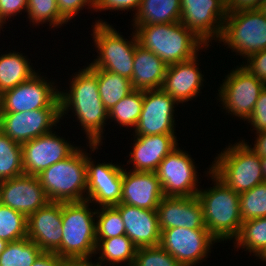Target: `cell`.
I'll use <instances>...</instances> for the list:
<instances>
[{
    "label": "cell",
    "instance_id": "cell-23",
    "mask_svg": "<svg viewBox=\"0 0 266 266\" xmlns=\"http://www.w3.org/2000/svg\"><path fill=\"white\" fill-rule=\"evenodd\" d=\"M114 207L122 217L125 235L133 241L137 248L158 246L160 244L161 231L157 210L121 203L114 205Z\"/></svg>",
    "mask_w": 266,
    "mask_h": 266
},
{
    "label": "cell",
    "instance_id": "cell-28",
    "mask_svg": "<svg viewBox=\"0 0 266 266\" xmlns=\"http://www.w3.org/2000/svg\"><path fill=\"white\" fill-rule=\"evenodd\" d=\"M96 251L95 254L99 253L98 260L103 266H130L134 264L137 247L133 241L126 235H120L108 239H96ZM105 262V263H104ZM117 264V265H116Z\"/></svg>",
    "mask_w": 266,
    "mask_h": 266
},
{
    "label": "cell",
    "instance_id": "cell-22",
    "mask_svg": "<svg viewBox=\"0 0 266 266\" xmlns=\"http://www.w3.org/2000/svg\"><path fill=\"white\" fill-rule=\"evenodd\" d=\"M198 57L197 54L191 60L167 66L162 89L179 104L197 98L203 89L205 80L198 67Z\"/></svg>",
    "mask_w": 266,
    "mask_h": 266
},
{
    "label": "cell",
    "instance_id": "cell-30",
    "mask_svg": "<svg viewBox=\"0 0 266 266\" xmlns=\"http://www.w3.org/2000/svg\"><path fill=\"white\" fill-rule=\"evenodd\" d=\"M98 78V91L105 108L109 110L132 91L131 81L103 69H90Z\"/></svg>",
    "mask_w": 266,
    "mask_h": 266
},
{
    "label": "cell",
    "instance_id": "cell-10",
    "mask_svg": "<svg viewBox=\"0 0 266 266\" xmlns=\"http://www.w3.org/2000/svg\"><path fill=\"white\" fill-rule=\"evenodd\" d=\"M38 72L29 80L1 94L0 113H17L41 108H60L59 89ZM48 81V82H47Z\"/></svg>",
    "mask_w": 266,
    "mask_h": 266
},
{
    "label": "cell",
    "instance_id": "cell-44",
    "mask_svg": "<svg viewBox=\"0 0 266 266\" xmlns=\"http://www.w3.org/2000/svg\"><path fill=\"white\" fill-rule=\"evenodd\" d=\"M67 259L54 252H43L31 266H65Z\"/></svg>",
    "mask_w": 266,
    "mask_h": 266
},
{
    "label": "cell",
    "instance_id": "cell-5",
    "mask_svg": "<svg viewBox=\"0 0 266 266\" xmlns=\"http://www.w3.org/2000/svg\"><path fill=\"white\" fill-rule=\"evenodd\" d=\"M87 153L79 147L66 159L58 161L37 175L51 202L86 200Z\"/></svg>",
    "mask_w": 266,
    "mask_h": 266
},
{
    "label": "cell",
    "instance_id": "cell-31",
    "mask_svg": "<svg viewBox=\"0 0 266 266\" xmlns=\"http://www.w3.org/2000/svg\"><path fill=\"white\" fill-rule=\"evenodd\" d=\"M144 90H133L108 110V118L116 121L120 127H135L139 121Z\"/></svg>",
    "mask_w": 266,
    "mask_h": 266
},
{
    "label": "cell",
    "instance_id": "cell-51",
    "mask_svg": "<svg viewBox=\"0 0 266 266\" xmlns=\"http://www.w3.org/2000/svg\"><path fill=\"white\" fill-rule=\"evenodd\" d=\"M5 23H7V22H5V20L1 17V15H0V31H1V29H3V28H1V27H3V25L5 24Z\"/></svg>",
    "mask_w": 266,
    "mask_h": 266
},
{
    "label": "cell",
    "instance_id": "cell-20",
    "mask_svg": "<svg viewBox=\"0 0 266 266\" xmlns=\"http://www.w3.org/2000/svg\"><path fill=\"white\" fill-rule=\"evenodd\" d=\"M163 198L162 187L156 172L123 169L121 204L157 210Z\"/></svg>",
    "mask_w": 266,
    "mask_h": 266
},
{
    "label": "cell",
    "instance_id": "cell-36",
    "mask_svg": "<svg viewBox=\"0 0 266 266\" xmlns=\"http://www.w3.org/2000/svg\"><path fill=\"white\" fill-rule=\"evenodd\" d=\"M242 221L266 217V182L239 194Z\"/></svg>",
    "mask_w": 266,
    "mask_h": 266
},
{
    "label": "cell",
    "instance_id": "cell-11",
    "mask_svg": "<svg viewBox=\"0 0 266 266\" xmlns=\"http://www.w3.org/2000/svg\"><path fill=\"white\" fill-rule=\"evenodd\" d=\"M197 168L191 155L178 147L168 154L156 170L164 197L197 196Z\"/></svg>",
    "mask_w": 266,
    "mask_h": 266
},
{
    "label": "cell",
    "instance_id": "cell-52",
    "mask_svg": "<svg viewBox=\"0 0 266 266\" xmlns=\"http://www.w3.org/2000/svg\"><path fill=\"white\" fill-rule=\"evenodd\" d=\"M261 261L266 262V254L261 258Z\"/></svg>",
    "mask_w": 266,
    "mask_h": 266
},
{
    "label": "cell",
    "instance_id": "cell-7",
    "mask_svg": "<svg viewBox=\"0 0 266 266\" xmlns=\"http://www.w3.org/2000/svg\"><path fill=\"white\" fill-rule=\"evenodd\" d=\"M100 20L95 21L91 34L98 56L87 67L110 71L131 80L134 52L139 44L135 30L133 29L134 32L132 31V38L129 41L112 25Z\"/></svg>",
    "mask_w": 266,
    "mask_h": 266
},
{
    "label": "cell",
    "instance_id": "cell-45",
    "mask_svg": "<svg viewBox=\"0 0 266 266\" xmlns=\"http://www.w3.org/2000/svg\"><path fill=\"white\" fill-rule=\"evenodd\" d=\"M261 0H231L227 5L228 11H239L245 9H258Z\"/></svg>",
    "mask_w": 266,
    "mask_h": 266
},
{
    "label": "cell",
    "instance_id": "cell-49",
    "mask_svg": "<svg viewBox=\"0 0 266 266\" xmlns=\"http://www.w3.org/2000/svg\"><path fill=\"white\" fill-rule=\"evenodd\" d=\"M261 12H262V14L266 17V0H263L262 2H261V5H260V7L258 8Z\"/></svg>",
    "mask_w": 266,
    "mask_h": 266
},
{
    "label": "cell",
    "instance_id": "cell-43",
    "mask_svg": "<svg viewBox=\"0 0 266 266\" xmlns=\"http://www.w3.org/2000/svg\"><path fill=\"white\" fill-rule=\"evenodd\" d=\"M27 11V0H0V15L5 20ZM22 11V12H21Z\"/></svg>",
    "mask_w": 266,
    "mask_h": 266
},
{
    "label": "cell",
    "instance_id": "cell-29",
    "mask_svg": "<svg viewBox=\"0 0 266 266\" xmlns=\"http://www.w3.org/2000/svg\"><path fill=\"white\" fill-rule=\"evenodd\" d=\"M234 241L237 251L238 248H242L261 259L266 254V217L242 222L240 232Z\"/></svg>",
    "mask_w": 266,
    "mask_h": 266
},
{
    "label": "cell",
    "instance_id": "cell-6",
    "mask_svg": "<svg viewBox=\"0 0 266 266\" xmlns=\"http://www.w3.org/2000/svg\"><path fill=\"white\" fill-rule=\"evenodd\" d=\"M222 151L212 161L211 171L234 192L241 194L265 182L260 156L248 142L241 140Z\"/></svg>",
    "mask_w": 266,
    "mask_h": 266
},
{
    "label": "cell",
    "instance_id": "cell-13",
    "mask_svg": "<svg viewBox=\"0 0 266 266\" xmlns=\"http://www.w3.org/2000/svg\"><path fill=\"white\" fill-rule=\"evenodd\" d=\"M217 242L208 229L175 227L161 231L159 245L182 266H196L208 257Z\"/></svg>",
    "mask_w": 266,
    "mask_h": 266
},
{
    "label": "cell",
    "instance_id": "cell-16",
    "mask_svg": "<svg viewBox=\"0 0 266 266\" xmlns=\"http://www.w3.org/2000/svg\"><path fill=\"white\" fill-rule=\"evenodd\" d=\"M51 131L21 144L24 174L37 176L49 166L66 159L78 147Z\"/></svg>",
    "mask_w": 266,
    "mask_h": 266
},
{
    "label": "cell",
    "instance_id": "cell-47",
    "mask_svg": "<svg viewBox=\"0 0 266 266\" xmlns=\"http://www.w3.org/2000/svg\"><path fill=\"white\" fill-rule=\"evenodd\" d=\"M65 266H103L98 261L92 262V259L67 260Z\"/></svg>",
    "mask_w": 266,
    "mask_h": 266
},
{
    "label": "cell",
    "instance_id": "cell-2",
    "mask_svg": "<svg viewBox=\"0 0 266 266\" xmlns=\"http://www.w3.org/2000/svg\"><path fill=\"white\" fill-rule=\"evenodd\" d=\"M214 182L213 187L200 189L197 193L202 209L205 227L218 241L233 240L240 232L242 218L239 206V194L234 192L208 168Z\"/></svg>",
    "mask_w": 266,
    "mask_h": 266
},
{
    "label": "cell",
    "instance_id": "cell-17",
    "mask_svg": "<svg viewBox=\"0 0 266 266\" xmlns=\"http://www.w3.org/2000/svg\"><path fill=\"white\" fill-rule=\"evenodd\" d=\"M86 200L96 203L97 207L120 204L122 193L123 168L119 164L97 163L88 156Z\"/></svg>",
    "mask_w": 266,
    "mask_h": 266
},
{
    "label": "cell",
    "instance_id": "cell-18",
    "mask_svg": "<svg viewBox=\"0 0 266 266\" xmlns=\"http://www.w3.org/2000/svg\"><path fill=\"white\" fill-rule=\"evenodd\" d=\"M49 202L37 176H21L0 181V204L16 210L26 217Z\"/></svg>",
    "mask_w": 266,
    "mask_h": 266
},
{
    "label": "cell",
    "instance_id": "cell-37",
    "mask_svg": "<svg viewBox=\"0 0 266 266\" xmlns=\"http://www.w3.org/2000/svg\"><path fill=\"white\" fill-rule=\"evenodd\" d=\"M120 235H125L120 212L114 206L97 207L96 239H108Z\"/></svg>",
    "mask_w": 266,
    "mask_h": 266
},
{
    "label": "cell",
    "instance_id": "cell-21",
    "mask_svg": "<svg viewBox=\"0 0 266 266\" xmlns=\"http://www.w3.org/2000/svg\"><path fill=\"white\" fill-rule=\"evenodd\" d=\"M160 231L175 227L207 229L202 205L193 197H164L157 207Z\"/></svg>",
    "mask_w": 266,
    "mask_h": 266
},
{
    "label": "cell",
    "instance_id": "cell-48",
    "mask_svg": "<svg viewBox=\"0 0 266 266\" xmlns=\"http://www.w3.org/2000/svg\"><path fill=\"white\" fill-rule=\"evenodd\" d=\"M260 160H261L263 175L265 177V182H266V156H260Z\"/></svg>",
    "mask_w": 266,
    "mask_h": 266
},
{
    "label": "cell",
    "instance_id": "cell-33",
    "mask_svg": "<svg viewBox=\"0 0 266 266\" xmlns=\"http://www.w3.org/2000/svg\"><path fill=\"white\" fill-rule=\"evenodd\" d=\"M24 174L21 144L0 130V181Z\"/></svg>",
    "mask_w": 266,
    "mask_h": 266
},
{
    "label": "cell",
    "instance_id": "cell-25",
    "mask_svg": "<svg viewBox=\"0 0 266 266\" xmlns=\"http://www.w3.org/2000/svg\"><path fill=\"white\" fill-rule=\"evenodd\" d=\"M167 64L150 50L137 45L134 52L131 85L133 90L162 88Z\"/></svg>",
    "mask_w": 266,
    "mask_h": 266
},
{
    "label": "cell",
    "instance_id": "cell-4",
    "mask_svg": "<svg viewBox=\"0 0 266 266\" xmlns=\"http://www.w3.org/2000/svg\"><path fill=\"white\" fill-rule=\"evenodd\" d=\"M90 201L62 203V239L54 252L67 260L91 259L96 251V212ZM93 254V256H92Z\"/></svg>",
    "mask_w": 266,
    "mask_h": 266
},
{
    "label": "cell",
    "instance_id": "cell-24",
    "mask_svg": "<svg viewBox=\"0 0 266 266\" xmlns=\"http://www.w3.org/2000/svg\"><path fill=\"white\" fill-rule=\"evenodd\" d=\"M134 136L130 159L136 172H156L161 161L178 146L176 135H144Z\"/></svg>",
    "mask_w": 266,
    "mask_h": 266
},
{
    "label": "cell",
    "instance_id": "cell-46",
    "mask_svg": "<svg viewBox=\"0 0 266 266\" xmlns=\"http://www.w3.org/2000/svg\"><path fill=\"white\" fill-rule=\"evenodd\" d=\"M256 140L252 148L259 156H266V130L259 131L256 133Z\"/></svg>",
    "mask_w": 266,
    "mask_h": 266
},
{
    "label": "cell",
    "instance_id": "cell-50",
    "mask_svg": "<svg viewBox=\"0 0 266 266\" xmlns=\"http://www.w3.org/2000/svg\"><path fill=\"white\" fill-rule=\"evenodd\" d=\"M8 242L0 238V254L5 250Z\"/></svg>",
    "mask_w": 266,
    "mask_h": 266
},
{
    "label": "cell",
    "instance_id": "cell-53",
    "mask_svg": "<svg viewBox=\"0 0 266 266\" xmlns=\"http://www.w3.org/2000/svg\"><path fill=\"white\" fill-rule=\"evenodd\" d=\"M226 5L231 1V0H222Z\"/></svg>",
    "mask_w": 266,
    "mask_h": 266
},
{
    "label": "cell",
    "instance_id": "cell-41",
    "mask_svg": "<svg viewBox=\"0 0 266 266\" xmlns=\"http://www.w3.org/2000/svg\"><path fill=\"white\" fill-rule=\"evenodd\" d=\"M141 4V0H95V10L96 12L105 10H119L128 11L129 9L135 11L136 14Z\"/></svg>",
    "mask_w": 266,
    "mask_h": 266
},
{
    "label": "cell",
    "instance_id": "cell-19",
    "mask_svg": "<svg viewBox=\"0 0 266 266\" xmlns=\"http://www.w3.org/2000/svg\"><path fill=\"white\" fill-rule=\"evenodd\" d=\"M62 202L49 201L27 217V237L43 252H55L62 239Z\"/></svg>",
    "mask_w": 266,
    "mask_h": 266
},
{
    "label": "cell",
    "instance_id": "cell-39",
    "mask_svg": "<svg viewBox=\"0 0 266 266\" xmlns=\"http://www.w3.org/2000/svg\"><path fill=\"white\" fill-rule=\"evenodd\" d=\"M59 14L69 22L74 16L80 13V10L88 6L95 10V0H56Z\"/></svg>",
    "mask_w": 266,
    "mask_h": 266
},
{
    "label": "cell",
    "instance_id": "cell-26",
    "mask_svg": "<svg viewBox=\"0 0 266 266\" xmlns=\"http://www.w3.org/2000/svg\"><path fill=\"white\" fill-rule=\"evenodd\" d=\"M180 17L181 0H141L132 26L174 23Z\"/></svg>",
    "mask_w": 266,
    "mask_h": 266
},
{
    "label": "cell",
    "instance_id": "cell-34",
    "mask_svg": "<svg viewBox=\"0 0 266 266\" xmlns=\"http://www.w3.org/2000/svg\"><path fill=\"white\" fill-rule=\"evenodd\" d=\"M27 16L32 25L49 22V26L54 28L62 27L68 22L59 14L56 0H27Z\"/></svg>",
    "mask_w": 266,
    "mask_h": 266
},
{
    "label": "cell",
    "instance_id": "cell-12",
    "mask_svg": "<svg viewBox=\"0 0 266 266\" xmlns=\"http://www.w3.org/2000/svg\"><path fill=\"white\" fill-rule=\"evenodd\" d=\"M227 13L222 0H181L180 22L209 46L219 41Z\"/></svg>",
    "mask_w": 266,
    "mask_h": 266
},
{
    "label": "cell",
    "instance_id": "cell-35",
    "mask_svg": "<svg viewBox=\"0 0 266 266\" xmlns=\"http://www.w3.org/2000/svg\"><path fill=\"white\" fill-rule=\"evenodd\" d=\"M27 237V217L12 208L0 204V238L7 242Z\"/></svg>",
    "mask_w": 266,
    "mask_h": 266
},
{
    "label": "cell",
    "instance_id": "cell-8",
    "mask_svg": "<svg viewBox=\"0 0 266 266\" xmlns=\"http://www.w3.org/2000/svg\"><path fill=\"white\" fill-rule=\"evenodd\" d=\"M248 58L266 49V17L259 9L228 11L218 43Z\"/></svg>",
    "mask_w": 266,
    "mask_h": 266
},
{
    "label": "cell",
    "instance_id": "cell-42",
    "mask_svg": "<svg viewBox=\"0 0 266 266\" xmlns=\"http://www.w3.org/2000/svg\"><path fill=\"white\" fill-rule=\"evenodd\" d=\"M245 60H247V63L244 65L243 62L242 66L266 84V49L252 54Z\"/></svg>",
    "mask_w": 266,
    "mask_h": 266
},
{
    "label": "cell",
    "instance_id": "cell-38",
    "mask_svg": "<svg viewBox=\"0 0 266 266\" xmlns=\"http://www.w3.org/2000/svg\"><path fill=\"white\" fill-rule=\"evenodd\" d=\"M134 266H182L160 245L138 248Z\"/></svg>",
    "mask_w": 266,
    "mask_h": 266
},
{
    "label": "cell",
    "instance_id": "cell-40",
    "mask_svg": "<svg viewBox=\"0 0 266 266\" xmlns=\"http://www.w3.org/2000/svg\"><path fill=\"white\" fill-rule=\"evenodd\" d=\"M247 121L251 124V127L253 126L252 130H256L255 133L266 130V86L260 92L253 112L249 116Z\"/></svg>",
    "mask_w": 266,
    "mask_h": 266
},
{
    "label": "cell",
    "instance_id": "cell-9",
    "mask_svg": "<svg viewBox=\"0 0 266 266\" xmlns=\"http://www.w3.org/2000/svg\"><path fill=\"white\" fill-rule=\"evenodd\" d=\"M236 67L225 76L217 96L226 113L246 121L266 84L242 65Z\"/></svg>",
    "mask_w": 266,
    "mask_h": 266
},
{
    "label": "cell",
    "instance_id": "cell-1",
    "mask_svg": "<svg viewBox=\"0 0 266 266\" xmlns=\"http://www.w3.org/2000/svg\"><path fill=\"white\" fill-rule=\"evenodd\" d=\"M74 75L70 80V90L59 92L61 120L72 110L89 140L87 146L94 153L103 143L104 126L109 119L108 110L99 95L97 76L87 66Z\"/></svg>",
    "mask_w": 266,
    "mask_h": 266
},
{
    "label": "cell",
    "instance_id": "cell-27",
    "mask_svg": "<svg viewBox=\"0 0 266 266\" xmlns=\"http://www.w3.org/2000/svg\"><path fill=\"white\" fill-rule=\"evenodd\" d=\"M28 60L27 56H23L21 52L10 51L0 55L1 94L29 80L36 74Z\"/></svg>",
    "mask_w": 266,
    "mask_h": 266
},
{
    "label": "cell",
    "instance_id": "cell-15",
    "mask_svg": "<svg viewBox=\"0 0 266 266\" xmlns=\"http://www.w3.org/2000/svg\"><path fill=\"white\" fill-rule=\"evenodd\" d=\"M179 103L162 88L144 90L141 115L133 133L144 135H175V105Z\"/></svg>",
    "mask_w": 266,
    "mask_h": 266
},
{
    "label": "cell",
    "instance_id": "cell-3",
    "mask_svg": "<svg viewBox=\"0 0 266 266\" xmlns=\"http://www.w3.org/2000/svg\"><path fill=\"white\" fill-rule=\"evenodd\" d=\"M139 45L150 50L167 65L194 58L199 50L209 48L180 21L167 24L133 26Z\"/></svg>",
    "mask_w": 266,
    "mask_h": 266
},
{
    "label": "cell",
    "instance_id": "cell-32",
    "mask_svg": "<svg viewBox=\"0 0 266 266\" xmlns=\"http://www.w3.org/2000/svg\"><path fill=\"white\" fill-rule=\"evenodd\" d=\"M43 253L28 237L8 242L0 254V266H31Z\"/></svg>",
    "mask_w": 266,
    "mask_h": 266
},
{
    "label": "cell",
    "instance_id": "cell-14",
    "mask_svg": "<svg viewBox=\"0 0 266 266\" xmlns=\"http://www.w3.org/2000/svg\"><path fill=\"white\" fill-rule=\"evenodd\" d=\"M60 108H41L17 113H0V130L23 144L51 132L60 122Z\"/></svg>",
    "mask_w": 266,
    "mask_h": 266
}]
</instances>
